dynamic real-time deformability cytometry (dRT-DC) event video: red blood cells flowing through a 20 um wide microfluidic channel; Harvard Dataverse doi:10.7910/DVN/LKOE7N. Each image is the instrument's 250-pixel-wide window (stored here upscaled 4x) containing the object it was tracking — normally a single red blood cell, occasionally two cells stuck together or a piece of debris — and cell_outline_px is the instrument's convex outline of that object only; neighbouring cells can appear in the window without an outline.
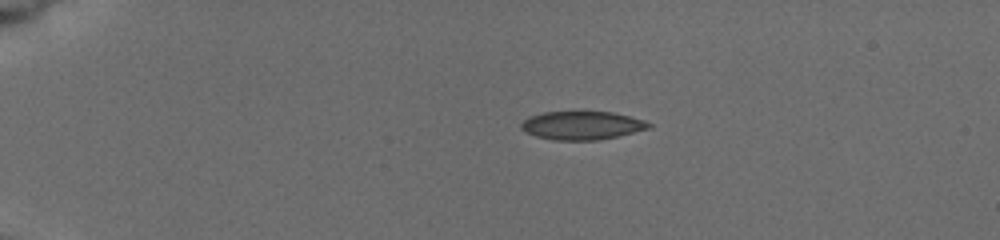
{"species": "common noctule bat (a hibernating species)", "species_latin": "Nyctalus noctula", "temperature_condition": "cold", "stored_images_in_passage": 4, "segment_of_instrument_passage": [1, 2], "camera_frame_rate_fps": 3000, "um_per_image_px": 0.085, "animal": {"sex": "female", "body_mass_g": 19.5, "forearm_length_mm": 54.1}, "frame": {"image": 1, "passage_image": 1, "time_ms": 0.0, "image_size_px": [1000, 240], "cell_outline_px": [[652, 128], [616, 136], [596, 140], [552, 140], [536, 136], [524, 132], [520, 128], [520, 124], [528, 116], [544, 112], [612, 112], [644, 120], [652, 124]], "centroid_in_image_um": [49.43, 10.66], "position_along_channel_um": 35.6, "area_um2": 21.1}}